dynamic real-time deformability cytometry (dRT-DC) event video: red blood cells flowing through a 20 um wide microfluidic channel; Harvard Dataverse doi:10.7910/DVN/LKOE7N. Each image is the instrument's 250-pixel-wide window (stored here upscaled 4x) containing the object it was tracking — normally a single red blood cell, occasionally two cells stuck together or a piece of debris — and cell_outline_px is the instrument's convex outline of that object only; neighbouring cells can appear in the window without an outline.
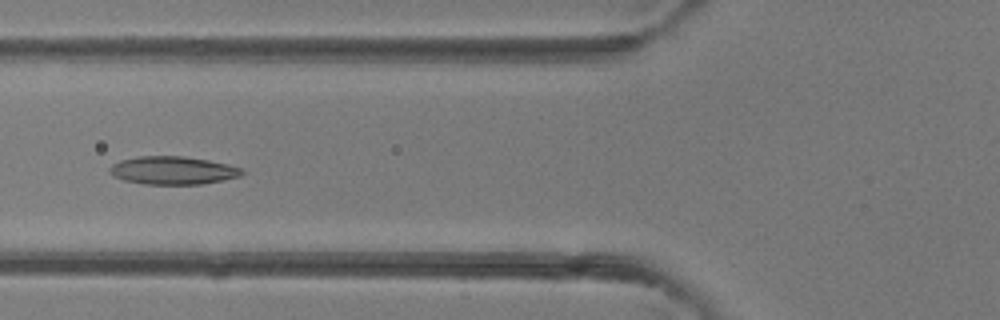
{"species": "common noctule bat (a hibernating species)", "species_latin": "Nyctalus noctula", "temperature_condition": "room temperature", "stored_images_in_passage": 4, "camera_frame_rate_fps": 3000, "um_per_image_px": 0.085, "animal": {"sex": "female"}, "frame": {"image": 1, "passage_image": 4, "time_ms": 3.333, "image_size_px": [1000, 320], "cell_outline_px": [[244, 172], [240, 176], [224, 180], [200, 184], [144, 184], [124, 180], [112, 176], [108, 172], [108, 168], [112, 164], [120, 160], [136, 156], [184, 156], [208, 160], [228, 164], [240, 168]], "centroid_in_image_um": [14.64, 14.48], "position_along_channel_um": 111.2, "area_um2": 21.73}}